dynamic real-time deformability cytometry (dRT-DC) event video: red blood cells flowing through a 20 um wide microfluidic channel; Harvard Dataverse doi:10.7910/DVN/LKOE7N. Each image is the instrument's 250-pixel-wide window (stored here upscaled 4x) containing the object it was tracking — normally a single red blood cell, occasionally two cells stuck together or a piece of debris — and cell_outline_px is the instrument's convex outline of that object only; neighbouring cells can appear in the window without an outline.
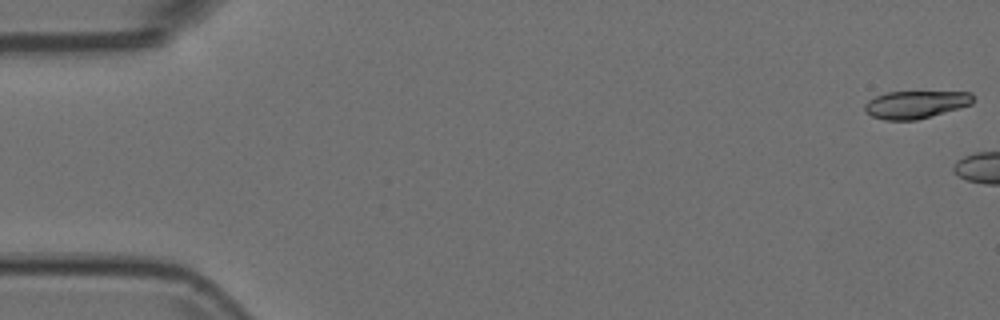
{"species": "Egyptian fruit bat (a non-hibernating species)", "species_latin": "Rousettus aegyptiacus", "temperature_condition": "room temperature", "stored_images_in_passage": 5, "camera_frame_rate_fps": 3000, "um_per_image_px": 0.085, "animal": {"sex": "female"}, "frame": {"image": 1, "passage_image": 1, "time_ms": 0.0, "image_size_px": [1000, 320], "cell_outline_px": [[972, 104], [960, 108], [916, 120], [884, 120], [872, 116], [864, 112], [864, 104], [868, 100], [884, 92], [972, 92]], "centroid_in_image_um": [77.79, 8.89], "position_along_channel_um": 7.2, "area_um2": 17.46}}